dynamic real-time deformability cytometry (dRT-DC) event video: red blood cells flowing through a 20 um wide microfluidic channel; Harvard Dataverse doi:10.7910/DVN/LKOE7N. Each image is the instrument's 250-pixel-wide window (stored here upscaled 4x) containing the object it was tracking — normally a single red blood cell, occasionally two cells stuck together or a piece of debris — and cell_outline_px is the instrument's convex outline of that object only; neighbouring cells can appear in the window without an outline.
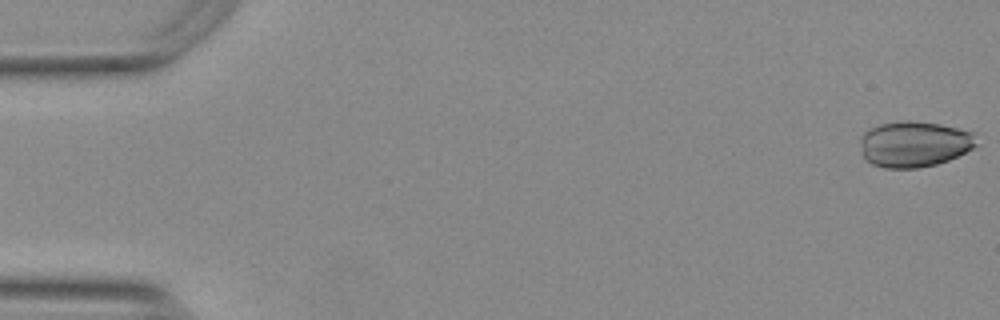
{"species": "Egyptian fruit bat (a non-hibernating species)", "species_latin": "Rousettus aegyptiacus", "temperature_condition": "warm", "stored_images_in_passage": 17, "camera_frame_rate_fps": 3000, "um_per_image_px": 0.085, "animal": {"sex": "female"}, "frame": {"image": 1, "passage_image": 1, "time_ms": 0.0, "image_size_px": [1000, 320], "cell_outline_px": [[980, 144], [948, 160], [936, 164], [916, 168], [884, 168], [872, 164], [864, 156], [860, 144], [860, 136], [868, 128], [880, 124], [900, 120], [908, 120], [940, 124], [972, 132]], "centroid_in_image_um": [77.69, 12.23], "position_along_channel_um": 7.3, "area_um2": 31.1}}
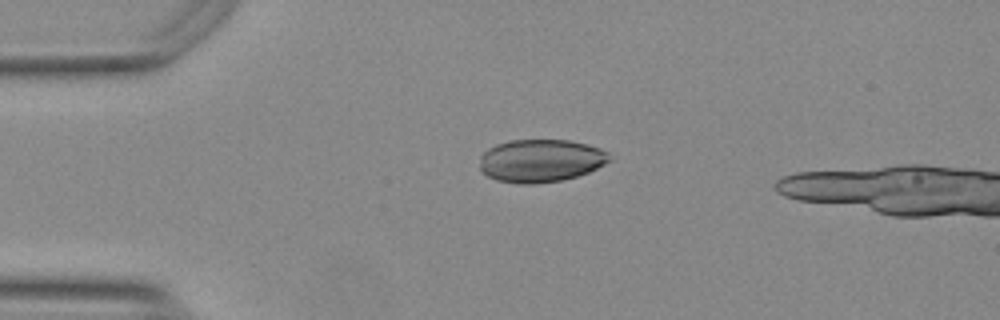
{"frame": {"image": 2, "passage_image": 13, "time_ms": 4.0, "image_size_px": [1000, 320], "cell_outline_px": [[612, 160], [588, 172], [576, 176], [560, 180], [536, 184], [520, 184], [496, 180], [480, 172], [480, 156], [488, 148], [496, 144], [512, 140], [568, 140], [588, 144], [600, 148], [608, 152]], "centroid_in_image_um": [45.94, 13.66], "position_along_channel_um": 39.1, "area_um2": 32.54}}